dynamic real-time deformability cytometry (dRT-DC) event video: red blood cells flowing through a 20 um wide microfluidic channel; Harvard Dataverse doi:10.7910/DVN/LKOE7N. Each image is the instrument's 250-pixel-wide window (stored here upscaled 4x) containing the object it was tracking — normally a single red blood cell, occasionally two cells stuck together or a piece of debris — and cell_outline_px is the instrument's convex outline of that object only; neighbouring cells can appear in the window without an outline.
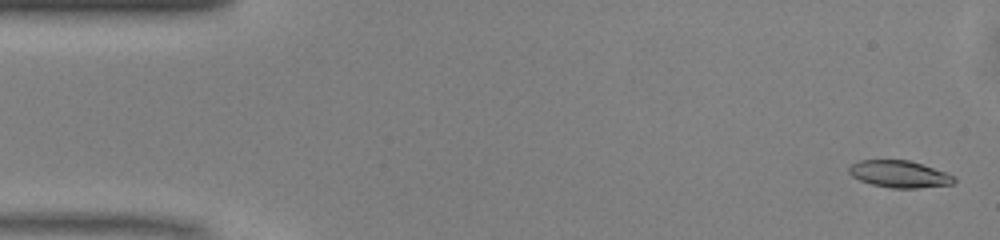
{"species": "common noctule bat (a hibernating species)", "species_latin": "Nyctalus noctula", "temperature_condition": "warm", "stored_images_in_passage": 49, "camera_frame_rate_fps": 3000, "um_per_image_px": 0.085, "animal": {"sex": "male", "body_mass_g": 13.0, "forearm_length_mm": 53.1}, "frame": {"image": 1, "passage_image": 2, "time_ms": 0.333, "image_size_px": [1000, 240], "cell_outline_px": [[956, 180], [952, 184], [916, 188], [892, 188], [872, 184], [860, 180], [852, 176], [848, 172], [848, 168], [852, 164], [860, 160], [908, 160], [956, 176]], "centroid_in_image_um": [76.43, 14.8], "position_along_channel_um": 8.6, "area_um2": 16.3}}
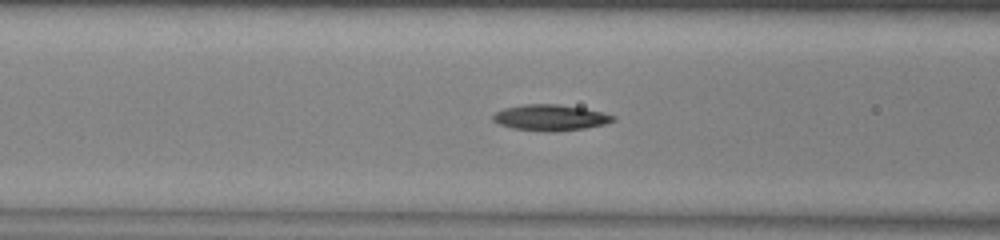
{"frame": {"image": 2, "passage_image": 19, "time_ms": 6.0, "image_size_px": [1000, 240], "cell_outline_px": [[616, 120], [604, 124], [584, 128], [556, 132], [544, 132], [512, 128], [500, 124], [492, 120], [492, 116], [496, 112], [504, 108], [524, 104], [556, 104], [584, 108], [616, 116]], "centroid_in_image_um": [46.77, 10.0], "position_along_channel_um": 119.8, "area_um2": 18.21}}
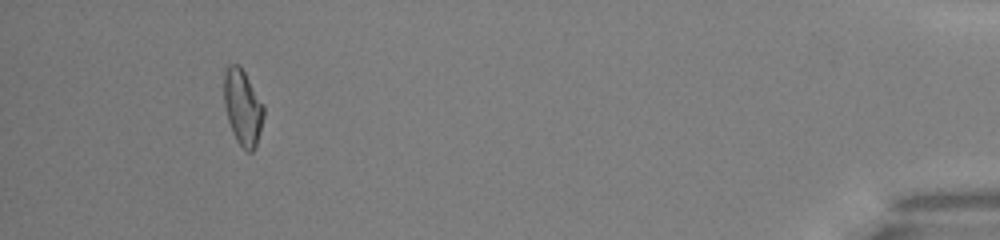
{"frame": {"image": 3, "passage_image": 46, "time_ms": 15.0, "image_size_px": [1000, 240], "cell_outline_px": [[264, 116], [256, 144], [252, 152], [248, 152], [236, 140], [232, 132], [228, 120], [224, 104], [224, 72], [228, 64], [236, 64], [244, 72], [264, 104]], "centroid_in_image_um": [20.62, 9.11], "position_along_channel_um": 414.6, "area_um2": 17.34}, "authors_computed_cell_mechanics": {"area_um2": 17.3978, "velocity_mm_per_s": 4.1469, "shape_relaxation_time_tau1_ms": 5.2566, "shape_relaxation_time_tau2_ms": 8.4286, "deformation_change_tau1": 0.1457, "deformation_change_tau2": 0.1849}}